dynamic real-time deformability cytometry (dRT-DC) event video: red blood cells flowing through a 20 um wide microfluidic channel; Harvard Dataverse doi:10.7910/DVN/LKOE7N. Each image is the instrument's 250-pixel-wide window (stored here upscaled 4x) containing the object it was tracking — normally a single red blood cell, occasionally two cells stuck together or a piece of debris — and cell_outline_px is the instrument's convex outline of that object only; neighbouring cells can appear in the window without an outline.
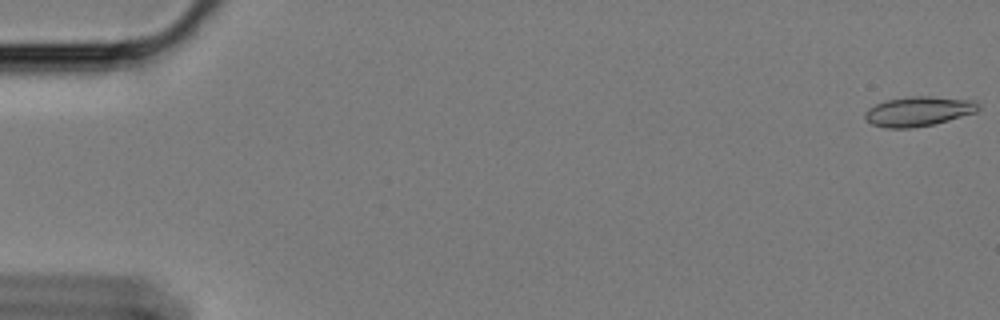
{"species": "Egyptian fruit bat (a non-hibernating species)", "species_latin": "Rousettus aegyptiacus", "temperature_condition": "cold", "stored_images_in_passage": 59, "camera_frame_rate_fps": 3000, "um_per_image_px": 0.085, "animal": {"sex": "female"}, "frame": {"image": 1, "passage_image": 1, "time_ms": 0.0, "image_size_px": [1000, 320], "cell_outline_px": [[980, 108], [976, 112], [948, 120], [932, 124], [912, 128], [888, 128], [872, 124], [864, 116], [864, 112], [868, 108], [884, 100], [912, 96], [932, 96], [972, 100], [980, 104]], "centroid_in_image_um": [78.06, 9.45], "position_along_channel_um": 6.9, "area_um2": 19.54}}
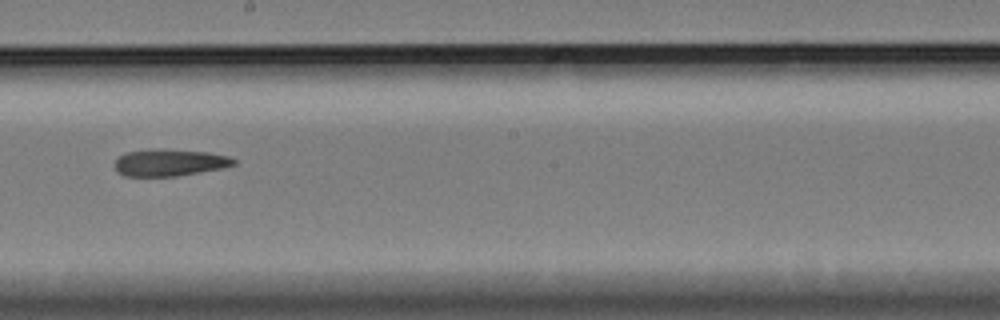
{"frame": {"image": 2, "passage_image": 34, "time_ms": 11.0, "image_size_px": [1000, 320], "cell_outline_px": [[236, 164], [224, 168], [176, 176], [124, 176], [116, 172], [116, 160], [124, 152], [152, 148], [208, 152], [228, 156], [236, 160]], "centroid_in_image_um": [14.41, 13.81], "position_along_channel_um": 233.8, "area_um2": 18.79}}
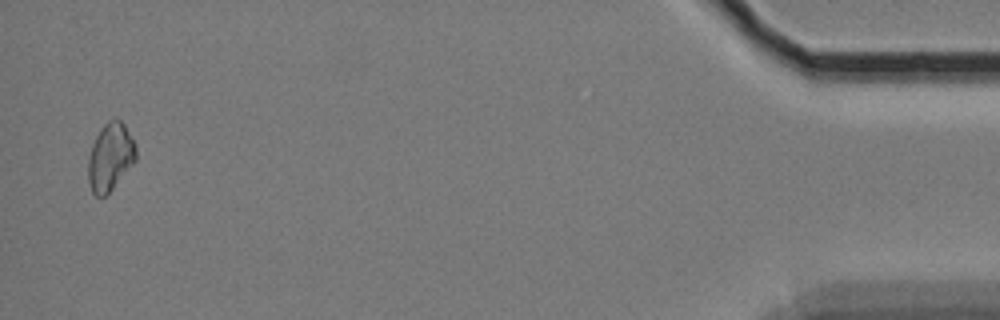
{"frame": {"image": 3, "passage_image": 58, "time_ms": 19.0, "image_size_px": [1000, 320], "cell_outline_px": [[136, 160], [112, 188], [104, 196], [96, 196], [92, 192], [88, 180], [88, 156], [92, 144], [100, 128], [112, 116], [120, 120], [124, 124], [136, 144]], "centroid_in_image_um": [9.36, 13.29], "position_along_channel_um": 425.8, "area_um2": 18.84}}